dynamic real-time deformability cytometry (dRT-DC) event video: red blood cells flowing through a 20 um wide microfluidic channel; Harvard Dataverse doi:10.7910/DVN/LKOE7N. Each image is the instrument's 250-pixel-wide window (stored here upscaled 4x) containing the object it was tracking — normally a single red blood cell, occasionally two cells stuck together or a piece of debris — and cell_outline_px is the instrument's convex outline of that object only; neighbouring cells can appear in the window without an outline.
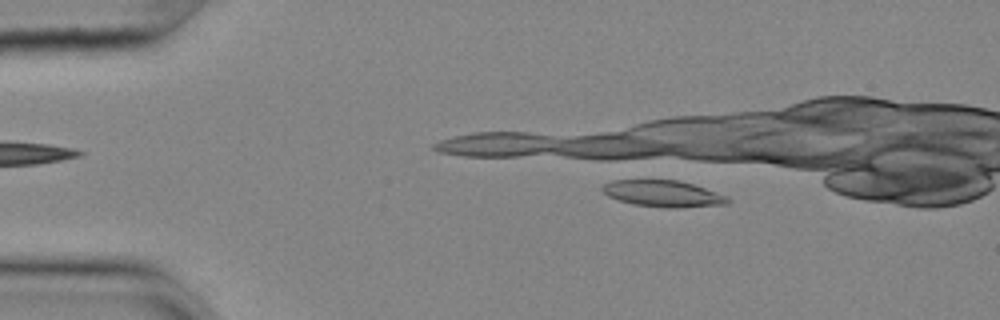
{"species": "common noctule bat (a hibernating species)", "species_latin": "Nyctalus noctula", "temperature_condition": "cold", "stored_images_in_passage": 8, "camera_frame_rate_fps": 3000, "um_per_image_px": 0.085, "animal": {"sex": "female", "body_mass_g": 25.1}, "frame": {"image": 1, "passage_image": 8, "time_ms": 2.333, "image_size_px": [1000, 320], "cell_outline_px": [[732, 200], [728, 204], [676, 208], [668, 208], [636, 204], [620, 200], [608, 196], [600, 188], [604, 184], [612, 180], [680, 180], [728, 196]], "centroid_in_image_um": [56.4, 16.45], "position_along_channel_um": 28.6, "area_um2": 19.25}}